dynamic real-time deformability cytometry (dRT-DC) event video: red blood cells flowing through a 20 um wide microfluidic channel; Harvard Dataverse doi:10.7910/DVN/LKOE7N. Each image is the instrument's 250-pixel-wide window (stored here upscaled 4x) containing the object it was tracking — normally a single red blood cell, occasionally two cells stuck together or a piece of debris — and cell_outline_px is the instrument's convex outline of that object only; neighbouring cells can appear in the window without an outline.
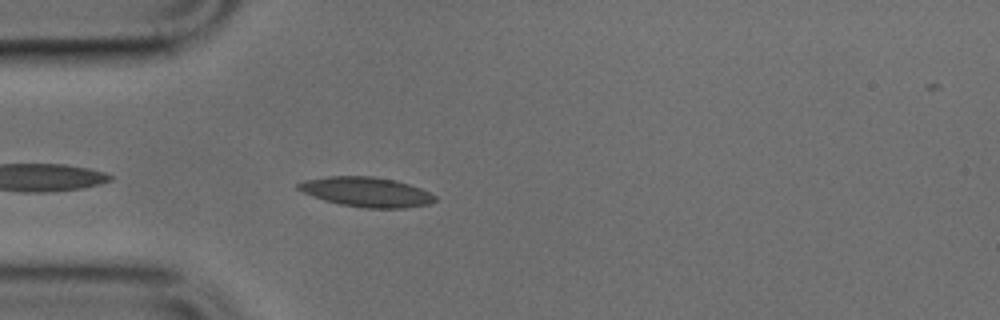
{"species": "common noctule bat (a hibernating species)", "species_latin": "Nyctalus noctula", "temperature_condition": "cold", "stored_images_in_passage": 5, "camera_frame_rate_fps": 3000, "um_per_image_px": 0.085, "animal": {"sex": "male", "body_mass_g": 17.9, "forearm_length_mm": 54.2}, "frame": {"image": 1, "passage_image": 3, "time_ms": 0.667, "image_size_px": [1000, 320], "cell_outline_px": [[436, 200], [428, 204], [404, 208], [364, 208], [340, 204], [324, 200], [304, 192], [296, 188], [296, 184], [304, 180], [328, 176], [372, 176], [396, 180], [420, 188], [436, 196]], "centroid_in_image_um": [31.13, 16.31], "position_along_channel_um": 53.9, "area_um2": 23.58}}